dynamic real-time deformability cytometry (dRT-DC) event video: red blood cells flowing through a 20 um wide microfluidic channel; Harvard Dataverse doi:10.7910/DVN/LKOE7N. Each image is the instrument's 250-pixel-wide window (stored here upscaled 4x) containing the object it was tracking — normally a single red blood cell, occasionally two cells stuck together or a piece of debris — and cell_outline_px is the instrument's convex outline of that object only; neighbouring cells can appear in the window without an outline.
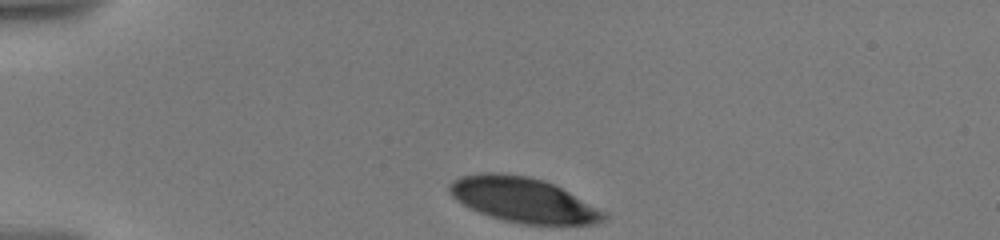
{"species": "human", "species_latin": "Homo sapiens", "temperature_condition": "warm", "stored_images_in_passage": 12, "camera_frame_rate_fps": 3000, "um_per_image_px": 0.085, "donor": {"sex": "male"}, "frame": {"image": 1, "passage_image": 1, "time_ms": 0.0, "image_size_px": [1000, 240], "cell_outline_px": [[608, 220], [596, 224], [520, 224], [504, 220], [480, 212], [456, 200], [452, 196], [448, 188], [448, 184], [452, 180], [460, 176], [480, 172], [496, 172], [528, 176], [544, 180], [608, 212]], "centroid_in_image_um": [44.49, 16.98], "position_along_channel_um": 40.5, "area_um2": 40.34}}
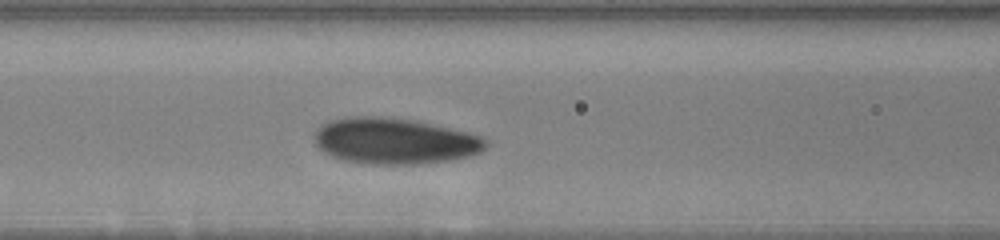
{"frame": {"image": 2, "passage_image": 9, "time_ms": 4.0, "image_size_px": [1000, 240], "cell_outline_px": [[488, 144], [480, 152], [472, 156], [452, 160], [416, 164], [368, 164], [344, 160], [332, 156], [316, 148], [312, 136], [316, 128], [320, 124], [328, 120], [348, 116], [380, 116], [420, 120], [468, 132], [480, 136], [488, 140]], "centroid_in_image_um": [33.5, 11.97], "position_along_channel_um": 133.1, "area_um2": 46.99}}
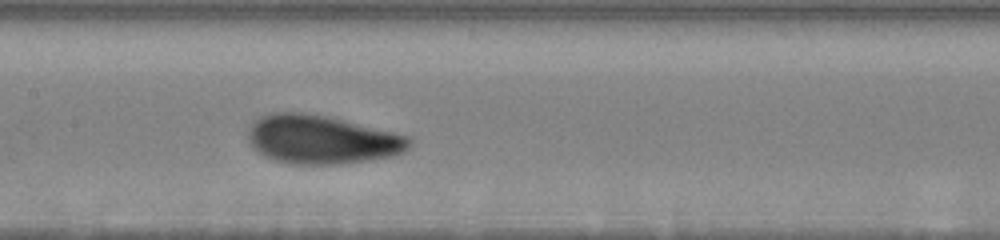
{"frame": {"image": 3, "passage_image": 12, "time_ms": 5.333, "image_size_px": [1000, 240], "cell_outline_px": [[412, 144], [404, 152], [392, 156], [368, 160], [340, 164], [292, 164], [272, 160], [264, 156], [248, 140], [248, 132], [252, 124], [260, 116], [272, 112], [300, 112], [328, 116], [396, 132], [412, 136]], "centroid_in_image_um": [27.39, 11.86], "position_along_channel_um": 180.0, "area_um2": 45.95}}